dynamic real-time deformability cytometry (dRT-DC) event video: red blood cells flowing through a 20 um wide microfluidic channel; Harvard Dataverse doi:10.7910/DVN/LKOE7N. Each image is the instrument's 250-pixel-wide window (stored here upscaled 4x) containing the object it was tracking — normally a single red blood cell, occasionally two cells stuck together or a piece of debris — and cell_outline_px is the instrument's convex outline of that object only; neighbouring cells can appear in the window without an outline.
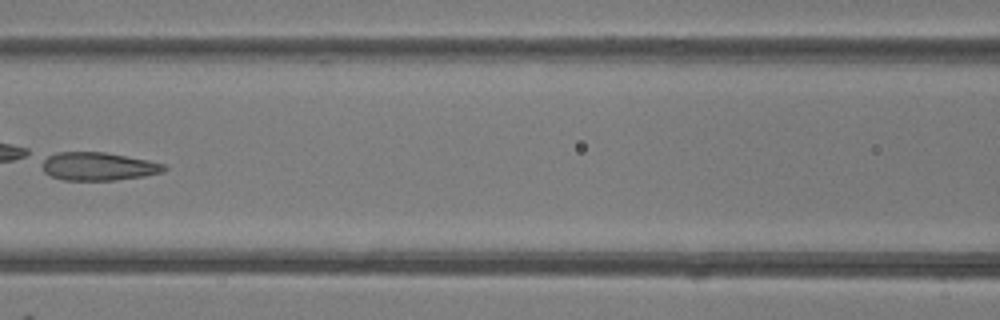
{"species": "common noctule bat (a hibernating species)", "species_latin": "Nyctalus noctula", "temperature_condition": "room temperature", "stored_images_in_passage": 7, "camera_frame_rate_fps": 3000, "um_per_image_px": 0.085, "animal": {"sex": "female"}, "frame": {"image": 1, "passage_image": 7, "time_ms": 7.0, "image_size_px": [1000, 320], "cell_outline_px": [[168, 168], [164, 172], [144, 176], [116, 180], [64, 180], [52, 176], [44, 172], [44, 160], [48, 156], [56, 152], [104, 152], [148, 160], [164, 164]], "centroid_in_image_um": [8.4, 14.14], "position_along_channel_um": 158.2, "area_um2": 19.88}}